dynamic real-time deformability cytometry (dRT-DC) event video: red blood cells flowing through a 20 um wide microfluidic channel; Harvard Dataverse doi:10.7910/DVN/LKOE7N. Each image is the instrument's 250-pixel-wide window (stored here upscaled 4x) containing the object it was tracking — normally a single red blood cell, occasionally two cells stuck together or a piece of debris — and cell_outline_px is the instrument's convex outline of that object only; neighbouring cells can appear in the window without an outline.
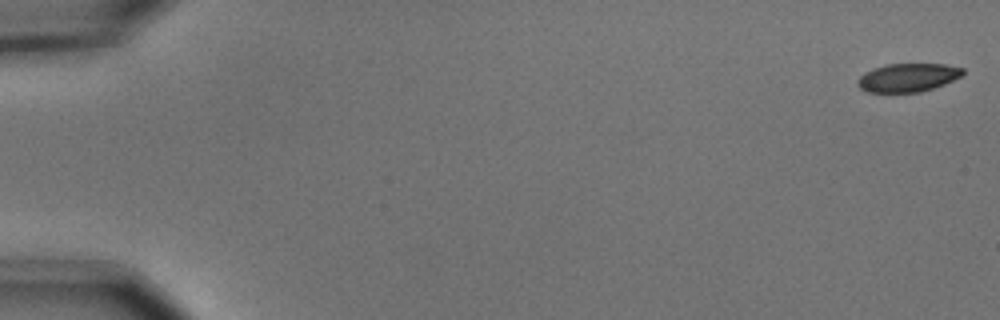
{"species": "common noctule bat (a hibernating species)", "species_latin": "Nyctalus noctula", "temperature_condition": "cold", "stored_images_in_passage": 55, "camera_frame_rate_fps": 3000, "um_per_image_px": 0.085, "animal": {"sex": "male", "body_mass_g": 15.6}, "frame": {"image": 1, "passage_image": 1, "time_ms": 0.0, "image_size_px": [1000, 320], "cell_outline_px": [[964, 72], [960, 76], [944, 84], [920, 92], [868, 92], [860, 88], [856, 84], [856, 80], [864, 72], [872, 68], [888, 64], [944, 64], [964, 68]], "centroid_in_image_um": [77.12, 6.59], "position_along_channel_um": 7.9, "area_um2": 17.4}}
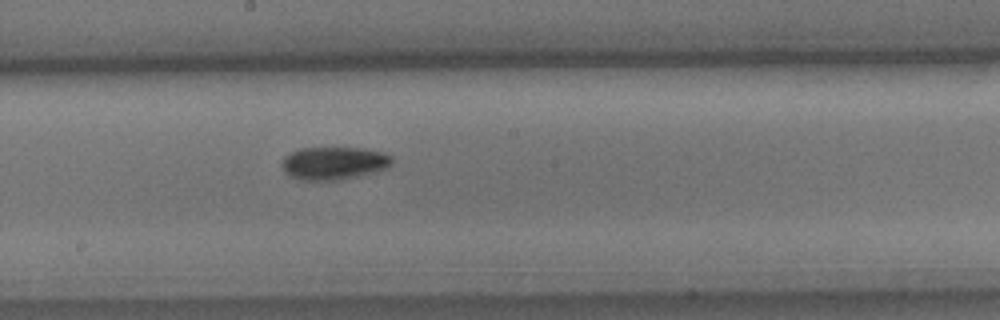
{"frame": {"image": 2, "passage_image": 31, "time_ms": 10.0, "image_size_px": [1000, 320], "cell_outline_px": [[392, 164], [388, 168], [360, 176], [340, 180], [300, 180], [284, 172], [284, 156], [300, 148], [360, 148], [380, 152], [392, 156]], "centroid_in_image_um": [28.41, 13.88], "position_along_channel_um": 219.8, "area_um2": 20.92}}
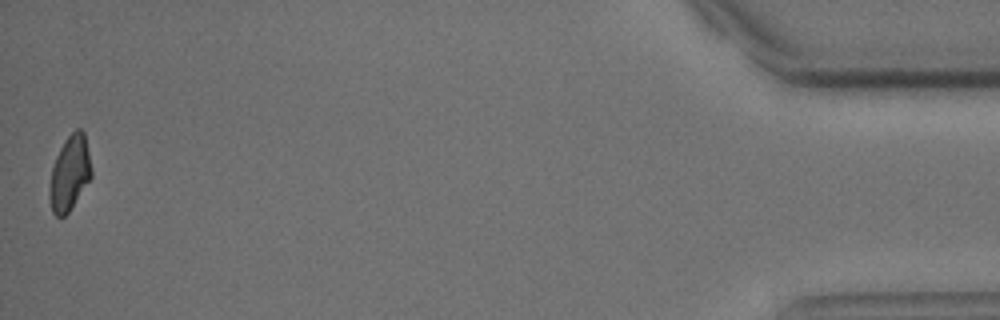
{"frame": {"image": 3, "passage_image": 55, "time_ms": 18.0, "image_size_px": [1000, 320], "cell_outline_px": [[92, 176], [68, 212], [64, 216], [56, 216], [52, 212], [48, 196], [48, 188], [52, 168], [56, 156], [64, 140], [76, 128], [80, 128], [84, 132], [92, 168]], "centroid_in_image_um": [5.91, 14.71], "position_along_channel_um": 429.3, "area_um2": 18.26}, "authors_computed_cell_mechanics": {"area_um2": 19.4786, "velocity_mm_per_s": 3.677, "shape_relaxation_time_tau1_ms": 2.9248, "shape_relaxation_time_tau2_ms": null, "deformation_change_tau1": 0.1033, "deformation_change_tau2": null}}